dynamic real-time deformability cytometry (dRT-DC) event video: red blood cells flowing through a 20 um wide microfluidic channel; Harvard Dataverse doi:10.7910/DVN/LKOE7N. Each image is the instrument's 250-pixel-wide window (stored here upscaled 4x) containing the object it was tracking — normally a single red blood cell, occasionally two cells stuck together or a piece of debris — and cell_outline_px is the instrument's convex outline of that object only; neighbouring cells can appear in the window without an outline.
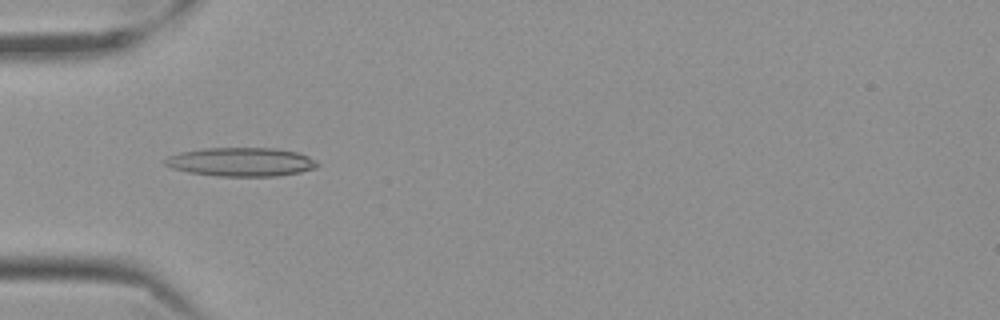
{"species": "Egyptian fruit bat (a non-hibernating species)", "species_latin": "Rousettus aegyptiacus", "temperature_condition": "cold", "stored_images_in_passage": 41, "camera_frame_rate_fps": 3000, "um_per_image_px": 0.085, "frame": {"image": 1, "passage_image": 2, "time_ms": 0.333, "image_size_px": [1000, 320], "cell_outline_px": [[320, 164], [316, 168], [300, 172], [276, 176], [216, 176], [188, 172], [172, 168], [164, 164], [164, 160], [168, 156], [180, 152], [204, 148], [276, 148], [296, 152], [308, 156], [316, 160]], "centroid_in_image_um": [20.5, 13.76], "position_along_channel_um": 64.5, "area_um2": 25.61}}
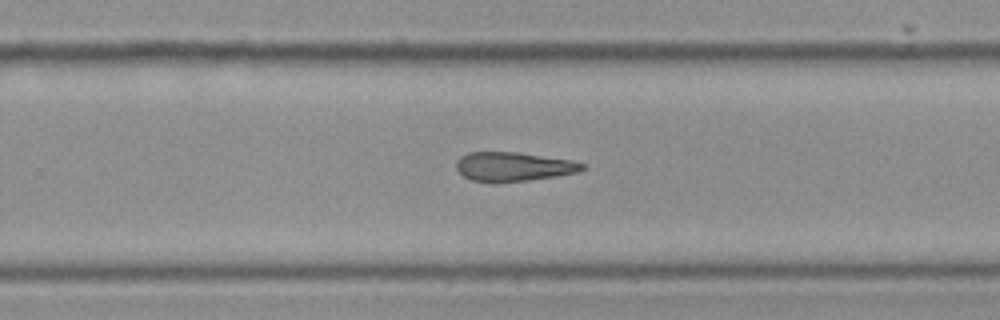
{"frame": {"image": 2, "passage_image": 21, "time_ms": 6.667, "image_size_px": [1000, 320], "cell_outline_px": [[584, 168], [576, 172], [556, 176], [524, 180], [472, 180], [464, 176], [456, 168], [456, 160], [460, 156], [468, 152], [516, 152], [572, 160], [584, 164]], "centroid_in_image_um": [43.62, 14.12], "position_along_channel_um": 286.2, "area_um2": 20.63}}
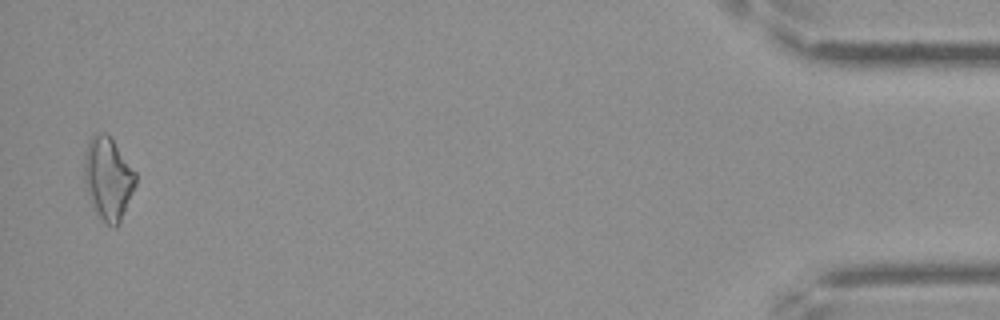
{"frame": {"image": 3, "passage_image": 40, "time_ms": 13.0, "image_size_px": [1000, 320], "cell_outline_px": [[136, 184], [120, 220], [116, 228], [108, 224], [100, 216], [96, 208], [88, 188], [84, 176], [84, 156], [88, 140], [96, 132], [104, 132], [112, 140], [136, 172]], "centroid_in_image_um": [9.2, 15.1], "position_along_channel_um": 426.0, "area_um2": 23.76}}